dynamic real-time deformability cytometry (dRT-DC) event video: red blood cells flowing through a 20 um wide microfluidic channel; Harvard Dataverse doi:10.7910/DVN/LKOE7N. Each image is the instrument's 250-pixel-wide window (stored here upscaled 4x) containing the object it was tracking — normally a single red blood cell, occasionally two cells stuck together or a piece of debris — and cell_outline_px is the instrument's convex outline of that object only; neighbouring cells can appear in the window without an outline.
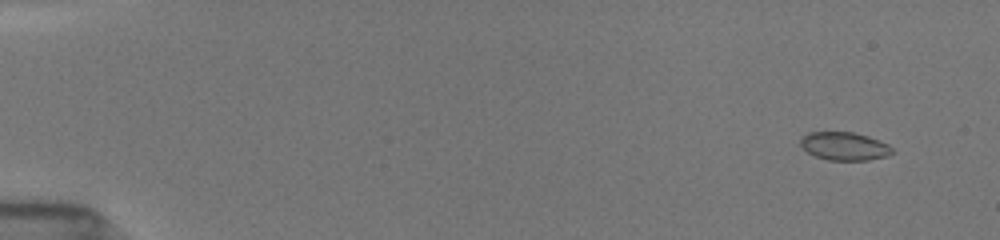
{"species": "common noctule bat (a hibernating species)", "species_latin": "Nyctalus noctula", "temperature_condition": "room temperature", "stored_images_in_passage": 54, "camera_frame_rate_fps": 3000, "um_per_image_px": 0.085, "animal": {"sex": "female", "body_mass_g": 19.5, "forearm_length_mm": 54.1}, "frame": {"image": 1, "passage_image": 4, "time_ms": 1.0, "image_size_px": [1000, 240], "cell_outline_px": [[896, 152], [888, 156], [868, 160], [828, 160], [816, 156], [808, 152], [800, 144], [800, 136], [808, 132], [852, 132], [868, 136], [888, 144]], "centroid_in_image_um": [71.79, 12.42], "position_along_channel_um": 13.2, "area_um2": 15.14}}
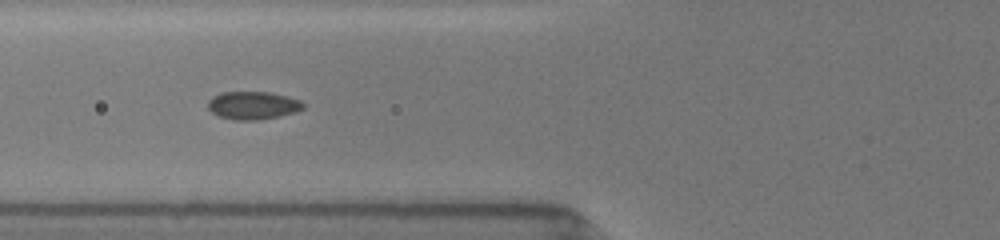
{"frame": {"image": 2, "passage_image": 22, "time_ms": 7.0, "image_size_px": [1000, 240], "cell_outline_px": [[304, 108], [296, 112], [260, 120], [236, 120], [220, 116], [212, 112], [208, 108], [208, 100], [212, 96], [220, 92], [268, 92], [288, 96], [300, 100], [304, 104]], "centroid_in_image_um": [21.5, 8.95], "position_along_channel_um": 104.3, "area_um2": 15.55}}
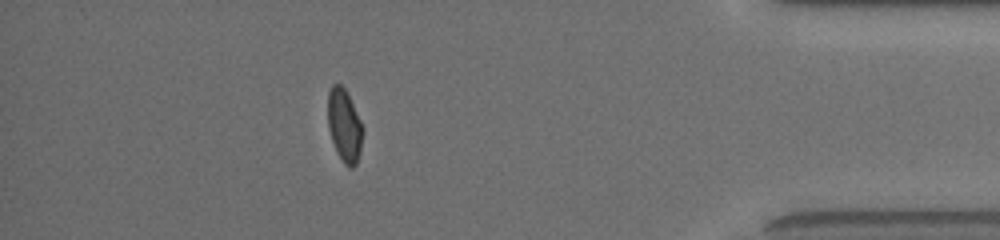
{"frame": {"image": 3, "passage_image": 48, "time_ms": 15.667, "image_size_px": [1000, 240], "cell_outline_px": [[364, 128], [360, 148], [356, 164], [352, 168], [348, 168], [344, 164], [336, 152], [328, 128], [328, 92], [332, 84], [340, 84], [348, 92]], "centroid_in_image_um": [29.27, 10.65], "position_along_channel_um": 405.9, "area_um2": 14.97}, "authors_computed_cell_mechanics": {"area_um2": 15.2014, "velocity_mm_per_s": 3.9189, "shape_relaxation_time_tau1_ms": 4.0195, "shape_relaxation_time_tau2_ms": null, "deformation_change_tau1": 0.1125, "deformation_change_tau2": null}}